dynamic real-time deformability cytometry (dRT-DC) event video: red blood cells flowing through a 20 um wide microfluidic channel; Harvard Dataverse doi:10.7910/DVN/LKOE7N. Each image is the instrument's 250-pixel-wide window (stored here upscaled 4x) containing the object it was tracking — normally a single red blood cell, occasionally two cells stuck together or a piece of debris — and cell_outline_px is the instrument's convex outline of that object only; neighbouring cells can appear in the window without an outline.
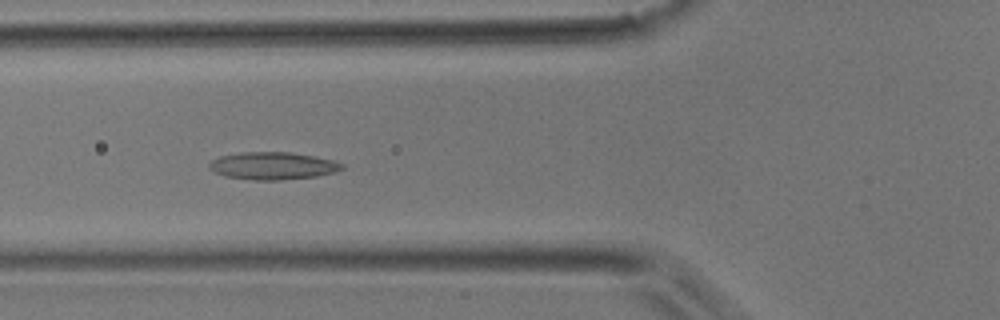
{"species": "common noctule bat (a hibernating species)", "species_latin": "Nyctalus noctula", "temperature_condition": "room temperature", "stored_images_in_passage": 45, "camera_frame_rate_fps": 3000, "um_per_image_px": 0.085, "animal": {"sex": "male", "body_mass_g": 17.9}, "frame": {"image": 1, "passage_image": 16, "time_ms": 5.0, "image_size_px": [1000, 320], "cell_outline_px": [[344, 168], [336, 172], [316, 176], [276, 180], [252, 180], [224, 176], [208, 168], [208, 164], [212, 160], [220, 156], [240, 152], [288, 152], [316, 156], [336, 160], [344, 164]], "centroid_in_image_um": [23.21, 14.09], "position_along_channel_um": 102.6, "area_um2": 21.39}}
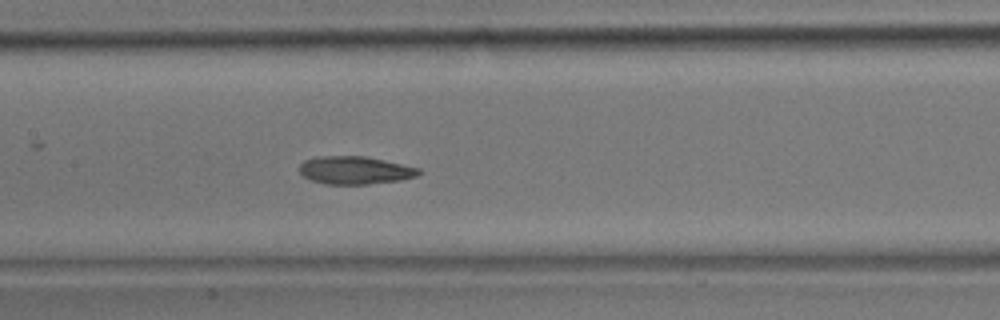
{"frame": {"image": 2, "passage_image": 21, "time_ms": 6.667, "image_size_px": [1000, 320], "cell_outline_px": [[424, 172], [416, 176], [400, 180], [368, 184], [324, 184], [312, 180], [304, 176], [300, 172], [300, 164], [304, 160], [320, 156], [364, 156], [420, 168]], "centroid_in_image_um": [30.19, 14.47], "position_along_channel_um": 177.2, "area_um2": 19.31}}
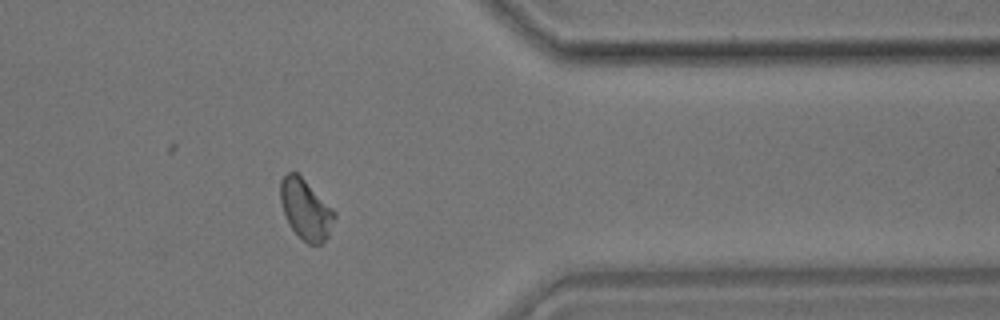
{"frame": {"image": 3, "passage_image": 36, "time_ms": 11.667, "image_size_px": [1000, 320], "cell_outline_px": [[336, 216], [328, 236], [320, 244], [308, 244], [292, 228], [284, 212], [280, 200], [280, 180], [288, 172], [296, 172], [336, 212]], "centroid_in_image_um": [25.99, 17.79], "position_along_channel_um": 385.4, "area_um2": 18.44}}